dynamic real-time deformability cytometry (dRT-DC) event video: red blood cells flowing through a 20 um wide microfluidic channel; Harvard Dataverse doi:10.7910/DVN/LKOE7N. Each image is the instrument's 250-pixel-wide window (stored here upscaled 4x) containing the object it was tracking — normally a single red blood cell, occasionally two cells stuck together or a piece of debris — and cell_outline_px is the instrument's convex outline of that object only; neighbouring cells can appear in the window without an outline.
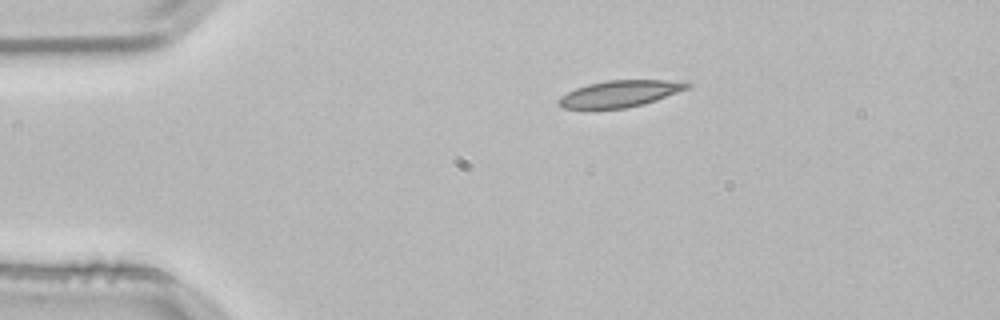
{"species": "common noctule bat (a hibernating species)", "species_latin": "Nyctalus noctula", "temperature_condition": "room temperature", "stored_images_in_passage": 44, "camera_frame_rate_fps": 3000, "um_per_image_px": 0.085, "animal": {"sex": "male", "body_mass_g": 21.5, "forearm_length_mm": 52.0}, "frame": {"image": 1, "passage_image": 1, "time_ms": 0.0, "image_size_px": [1000, 320], "cell_outline_px": [[692, 84], [688, 88], [656, 100], [644, 104], [628, 108], [584, 112], [560, 108], [556, 104], [556, 100], [560, 96], [576, 88], [588, 84], [608, 80], [664, 80]], "centroid_in_image_um": [52.5, 8.03], "position_along_channel_um": 32.5, "area_um2": 20.69}}
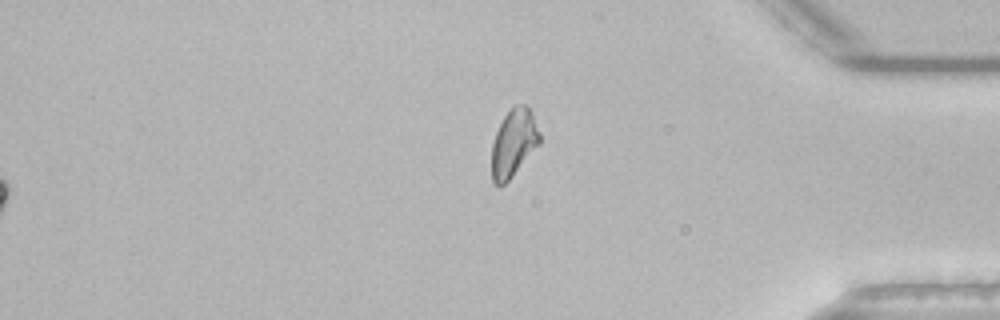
{"frame": {"image": 2, "passage_image": 35, "time_ms": 11.333, "image_size_px": [1000, 320], "cell_outline_px": [[540, 144], [512, 176], [500, 188], [492, 184], [492, 144], [496, 132], [504, 116], [512, 104], [524, 104], [532, 112], [540, 132]], "centroid_in_image_um": [43.66, 12.15], "position_along_channel_um": 391.5, "area_um2": 19.07}}
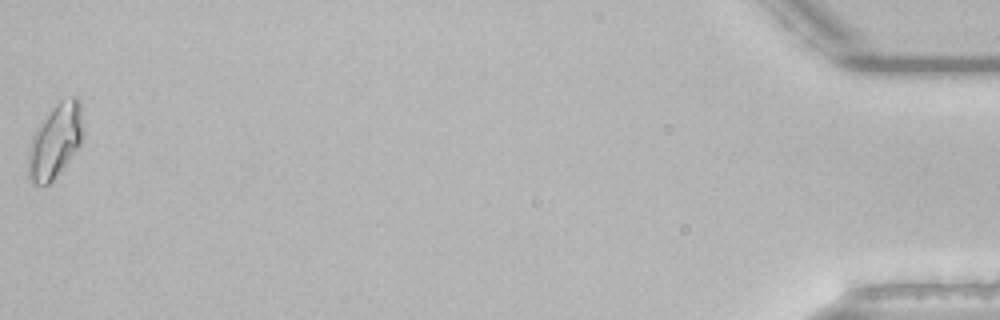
{"frame": {"image": 3, "passage_image": 44, "time_ms": 14.333, "image_size_px": [1000, 320], "cell_outline_px": [[84, 132], [80, 144], [52, 180], [48, 184], [32, 184], [28, 180], [28, 148], [32, 136], [40, 120], [60, 100], [72, 96], [76, 96], [80, 100], [84, 128]], "centroid_in_image_um": [4.68, 11.94], "position_along_channel_um": 430.5, "area_um2": 23.76}, "authors_computed_cell_mechanics": {"area_um2": 19.4786, "velocity_mm_per_s": 3.8086, "shape_relaxation_time_tau1_ms": null, "shape_relaxation_time_tau2_ms": 5.3336, "deformation_change_tau1": null, "deformation_change_tau2": 0.1355}}